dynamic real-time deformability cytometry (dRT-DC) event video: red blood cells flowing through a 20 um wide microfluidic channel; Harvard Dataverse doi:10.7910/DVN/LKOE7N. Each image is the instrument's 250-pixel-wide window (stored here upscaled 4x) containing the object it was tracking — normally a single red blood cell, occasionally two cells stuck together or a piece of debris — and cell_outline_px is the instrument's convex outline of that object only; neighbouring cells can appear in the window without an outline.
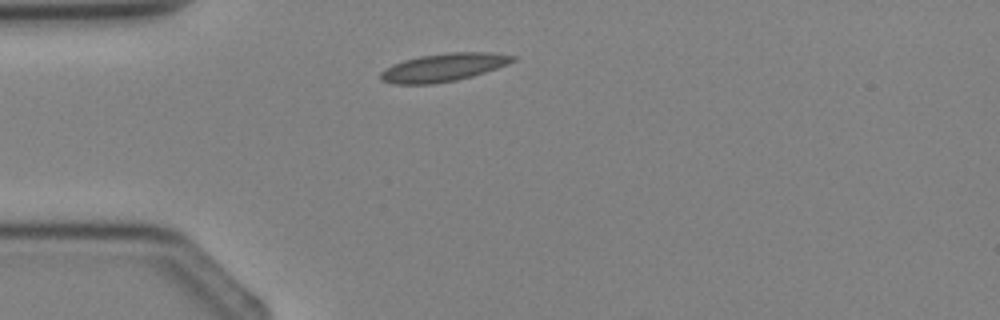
{"species": "Egyptian fruit bat (a non-hibernating species)", "species_latin": "Rousettus aegyptiacus", "temperature_condition": "cold", "stored_images_in_passage": 1, "camera_frame_rate_fps": 3000, "um_per_image_px": 0.085, "animal": {"sex": "female"}, "frame": {"image": 1, "passage_image": 1, "time_ms": 0.0, "image_size_px": [1000, 320], "cell_outline_px": [[516, 60], [508, 64], [472, 76], [456, 80], [432, 84], [392, 84], [380, 80], [380, 72], [384, 68], [392, 64], [404, 60], [420, 56], [452, 52], [488, 52], [516, 56]], "centroid_in_image_um": [37.65, 5.73], "position_along_channel_um": 47.3, "area_um2": 21.56}}